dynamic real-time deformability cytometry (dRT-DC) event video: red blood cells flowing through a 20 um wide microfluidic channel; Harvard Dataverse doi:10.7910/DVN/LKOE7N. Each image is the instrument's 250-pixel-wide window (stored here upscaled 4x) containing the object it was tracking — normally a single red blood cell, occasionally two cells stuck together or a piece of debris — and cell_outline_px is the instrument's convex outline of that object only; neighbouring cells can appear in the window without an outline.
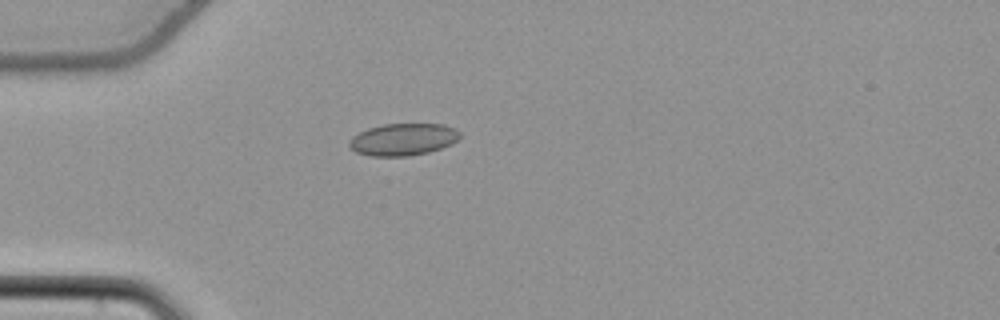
{"species": "common noctule bat (a hibernating species)", "species_latin": "Nyctalus noctula", "temperature_condition": "cold", "stored_images_in_passage": 34, "camera_frame_rate_fps": 3000, "um_per_image_px": 0.085, "animal": {"sex": "female", "body_mass_g": 22.7, "forearm_length_mm": 54.2}, "frame": {"image": 1, "passage_image": 1, "time_ms": 0.0, "image_size_px": [1000, 320], "cell_outline_px": [[460, 136], [452, 144], [428, 152], [408, 156], [372, 156], [356, 152], [348, 148], [348, 140], [352, 136], [368, 128], [384, 124], [444, 124], [456, 128], [460, 132]], "centroid_in_image_um": [34.24, 11.85], "position_along_channel_um": 50.8, "area_um2": 20.81}}
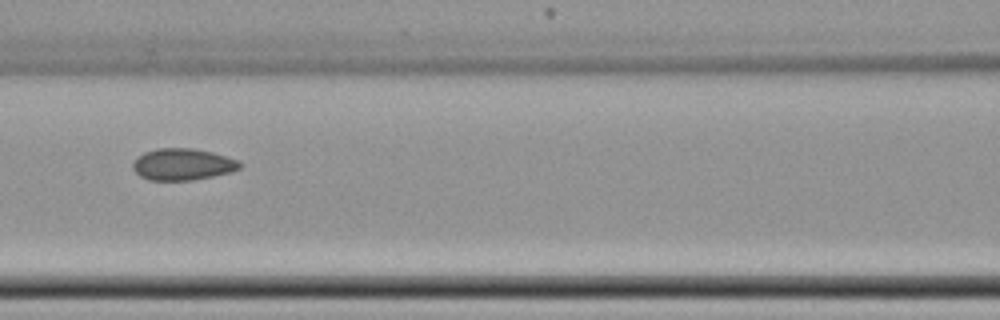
{"frame": {"image": 2, "passage_image": 10, "time_ms": 3.0, "image_size_px": [1000, 320], "cell_outline_px": [[244, 164], [240, 168], [232, 172], [192, 180], [148, 180], [140, 176], [132, 168], [132, 164], [144, 152], [156, 148], [192, 148], [212, 152], [240, 160]], "centroid_in_image_um": [15.57, 13.97], "position_along_channel_um": 151.0, "area_um2": 19.83}}
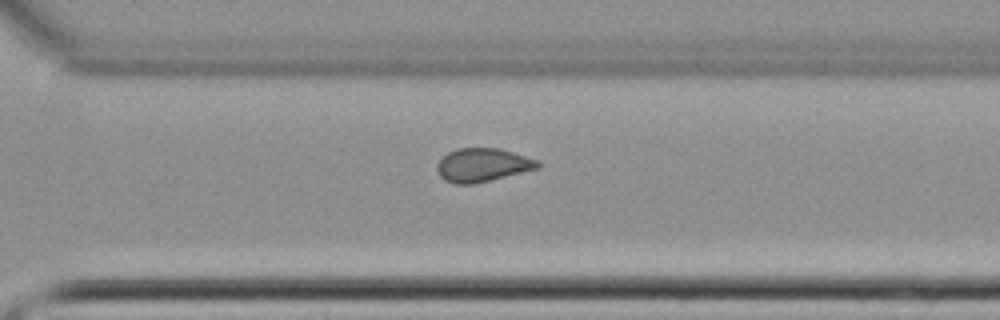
{"frame": {"image": 3, "passage_image": 24, "time_ms": 7.667, "image_size_px": [1000, 320], "cell_outline_px": [[544, 164], [540, 168], [472, 184], [456, 184], [444, 180], [436, 172], [436, 164], [448, 152], [456, 148], [500, 148], [540, 160]], "centroid_in_image_um": [41.05, 14.01], "position_along_channel_um": 329.6, "area_um2": 19.88}, "authors_computed_cell_mechanics": {"area_um2": 19.7387, "velocity_mm_per_s": 3.8258, "shape_relaxation_time_tau1_ms": null, "shape_relaxation_time_tau2_ms": 1.6605, "deformation_change_tau1": null, "deformation_change_tau2": 0.0712}}